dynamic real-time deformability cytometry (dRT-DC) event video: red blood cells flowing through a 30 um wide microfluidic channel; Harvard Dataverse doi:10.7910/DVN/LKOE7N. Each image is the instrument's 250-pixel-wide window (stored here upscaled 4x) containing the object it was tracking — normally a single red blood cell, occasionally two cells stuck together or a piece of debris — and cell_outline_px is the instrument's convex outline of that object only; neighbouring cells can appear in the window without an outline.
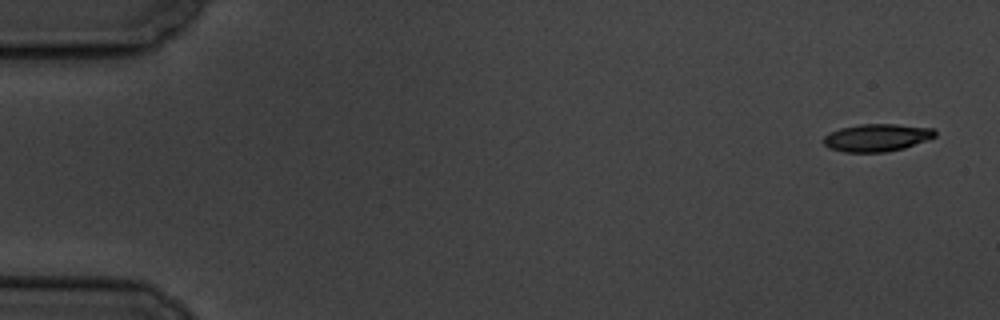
{"species": "common noctule bat (a hibernating species)", "species_latin": "Nyctalus noctula", "temperature_condition": "cold", "stored_images_in_passage": 56, "camera_frame_rate_fps": 3000, "um_per_image_px": 0.085, "animal": {"sex": "male", "body_mass_g": 19.5, "forearm_length_mm": 54.6}, "frame": {"image": 1, "passage_image": 1, "time_ms": 0.0, "image_size_px": [1000, 320], "cell_outline_px": [[936, 136], [928, 140], [904, 148], [884, 152], [844, 152], [828, 148], [824, 144], [824, 136], [840, 128], [860, 124], [896, 124], [932, 128], [936, 132]], "centroid_in_image_um": [74.54, 11.7], "position_along_channel_um": 10.5, "area_um2": 17.86}}
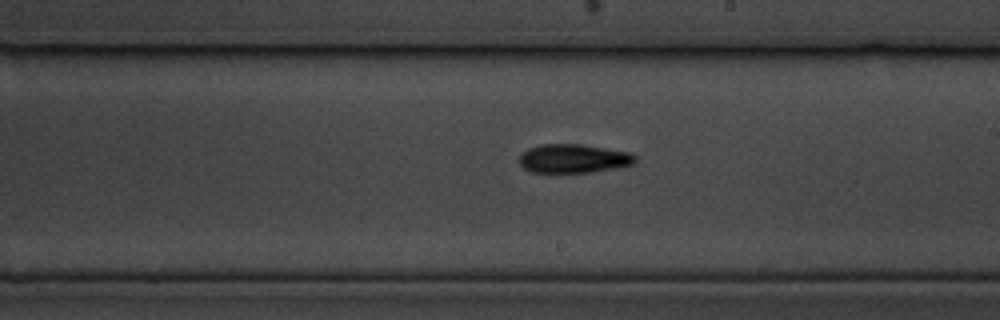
{"frame": {"image": 2, "passage_image": 32, "time_ms": 10.333, "image_size_px": [1000, 320], "cell_outline_px": [[636, 160], [632, 164], [616, 168], [592, 172], [528, 172], [520, 164], [520, 152], [528, 148], [540, 144], [580, 144], [632, 152], [636, 156]], "centroid_in_image_um": [48.74, 13.47], "position_along_channel_um": 240.3, "area_um2": 19.59}}
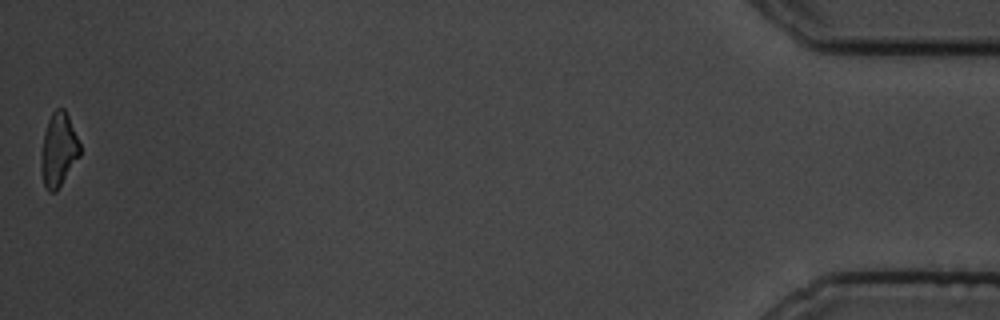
{"frame": {"image": 3, "passage_image": 56, "time_ms": 18.333, "image_size_px": [1000, 320], "cell_outline_px": [[80, 156], [56, 192], [48, 192], [44, 184], [44, 132], [48, 120], [52, 112], [56, 108], [64, 108], [68, 116], [80, 144]], "centroid_in_image_um": [5.04, 12.7], "position_along_channel_um": 430.2, "area_um2": 15.78}, "authors_computed_cell_mechanics": {"area_um2": 18.5538, "velocity_mm_per_s": 3.5109, "shape_relaxation_time_tau1_ms": 2.9185, "shape_relaxation_time_tau2_ms": null, "deformation_change_tau1": 0.1285, "deformation_change_tau2": null}}